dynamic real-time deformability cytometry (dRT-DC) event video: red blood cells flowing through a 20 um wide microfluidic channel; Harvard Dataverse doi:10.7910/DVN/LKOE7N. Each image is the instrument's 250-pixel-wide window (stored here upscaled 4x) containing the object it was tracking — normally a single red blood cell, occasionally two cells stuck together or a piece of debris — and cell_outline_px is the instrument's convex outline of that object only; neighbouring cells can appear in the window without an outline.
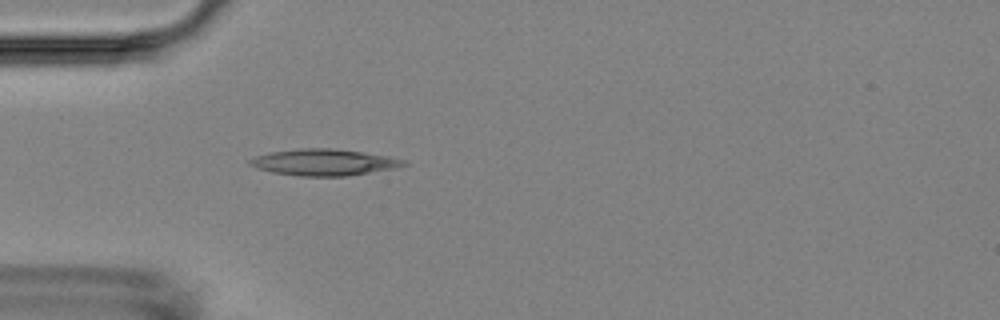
{"species": "Egyptian fruit bat (a non-hibernating species)", "species_latin": "Rousettus aegyptiacus", "temperature_condition": "room temperature", "stored_images_in_passage": 5, "camera_frame_rate_fps": 3000, "um_per_image_px": 0.085, "animal": {"sex": "female"}, "frame": {"image": 1, "passage_image": 5, "time_ms": 5.333, "image_size_px": [1000, 320], "cell_outline_px": [[408, 164], [396, 168], [348, 176], [300, 176], [272, 172], [256, 168], [248, 164], [248, 160], [256, 156], [272, 152], [296, 148], [336, 148], [388, 156], [404, 160]], "centroid_in_image_um": [27.53, 13.79], "position_along_channel_um": 57.5, "area_um2": 23.76}}